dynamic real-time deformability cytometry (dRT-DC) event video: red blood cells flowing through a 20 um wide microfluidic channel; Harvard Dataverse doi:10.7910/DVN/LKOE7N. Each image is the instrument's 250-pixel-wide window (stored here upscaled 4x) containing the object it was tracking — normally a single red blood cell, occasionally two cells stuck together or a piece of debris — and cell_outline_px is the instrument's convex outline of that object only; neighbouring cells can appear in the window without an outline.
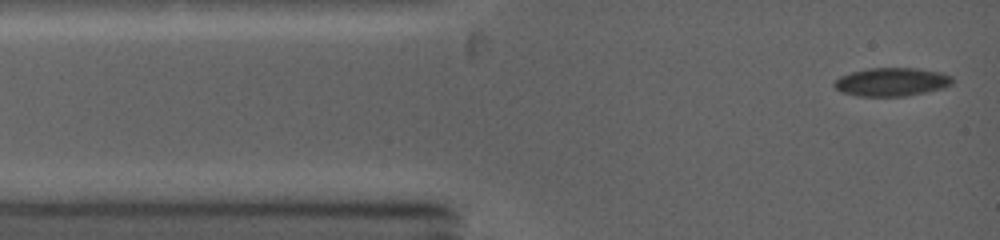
{"species": "common noctule bat (a hibernating species)", "species_latin": "Nyctalus noctula", "temperature_condition": "warm", "stored_images_in_passage": 40, "camera_frame_rate_fps": 5000, "um_per_image_px": 0.085, "animal": {"sex": "female", "body_mass_g": 19.0, "forearm_length_mm": 53.3}, "frame": {"image": 1, "passage_image": 1, "time_ms": 0.0, "image_size_px": [1000, 240], "cell_outline_px": [[952, 84], [944, 88], [904, 96], [856, 96], [840, 92], [832, 84], [840, 76], [852, 72], [868, 68], [916, 68], [940, 72], [952, 76]], "centroid_in_image_um": [75.77, 6.96], "position_along_channel_um": 9.2, "area_um2": 19.54}}
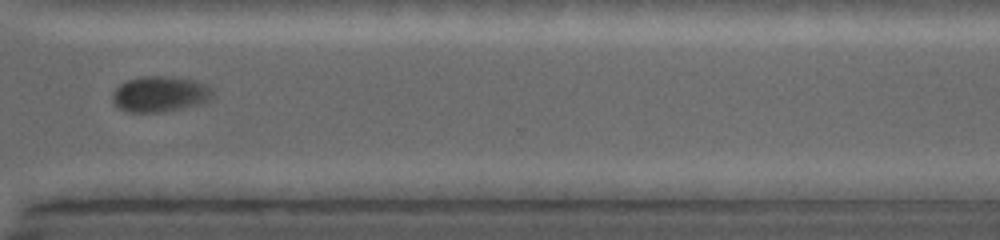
{"frame": {"image": 2, "passage_image": 26, "time_ms": 9.4, "image_size_px": [1000, 240], "cell_outline_px": [[212, 100], [164, 112], [128, 112], [120, 108], [112, 100], [112, 92], [120, 84], [136, 76], [176, 76], [196, 80], [212, 88]], "centroid_in_image_um": [13.59, 7.97], "position_along_channel_um": 357.0, "area_um2": 20.98}}
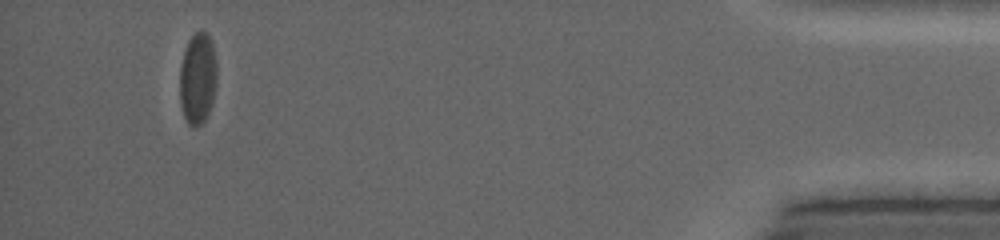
{"frame": {"image": 3, "passage_image": 36, "time_ms": 13.0, "image_size_px": [1000, 240], "cell_outline_px": [[216, 88], [212, 104], [208, 116], [200, 124], [188, 124], [184, 116], [180, 104], [180, 64], [188, 40], [196, 32], [208, 32], [212, 40], [216, 60]], "centroid_in_image_um": [16.82, 6.64], "position_along_channel_um": 418.4, "area_um2": 19.94}, "authors_computed_cell_mechanics": {"area_um2": 20.6635, "velocity_mm_per_s": 4.2035, "shape_relaxation_time_tau1_ms": 3.44, "shape_relaxation_time_tau2_ms": null, "deformation_change_tau1": 0.1203, "deformation_change_tau2": null}}